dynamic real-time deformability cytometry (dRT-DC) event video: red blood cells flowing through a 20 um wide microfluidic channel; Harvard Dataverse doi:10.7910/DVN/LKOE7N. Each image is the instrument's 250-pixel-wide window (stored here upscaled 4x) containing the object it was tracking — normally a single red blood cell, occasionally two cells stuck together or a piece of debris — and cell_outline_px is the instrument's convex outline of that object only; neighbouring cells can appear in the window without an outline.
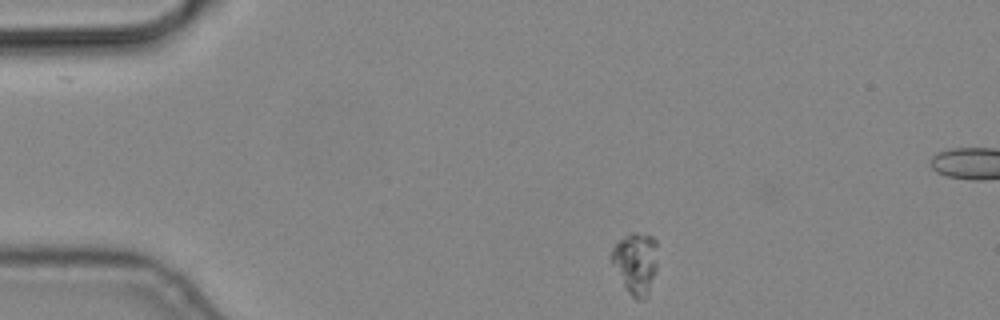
{"species": "common noctule bat (a hibernating species)", "species_latin": "Nyctalus noctula", "temperature_condition": "cold", "stored_images_in_passage": 14, "segment_of_instrument_passage": [1, 2], "camera_frame_rate_fps": 3000, "um_per_image_px": 0.085, "animal": {"sex": "male", "body_mass_g": 19.2, "forearm_length_mm": 51.8}, "frame": {"image": 1, "passage_image": 1, "time_ms": 0.0, "image_size_px": [1000, 320], "cell_outline_px": [[656, 268], [644, 300], [636, 300], [628, 292], [612, 264], [612, 248], [616, 240], [632, 232], [636, 232], [652, 236], [656, 240]], "centroid_in_image_um": [54.01, 22.31], "position_along_channel_um": 31.0, "area_um2": 16.24}}
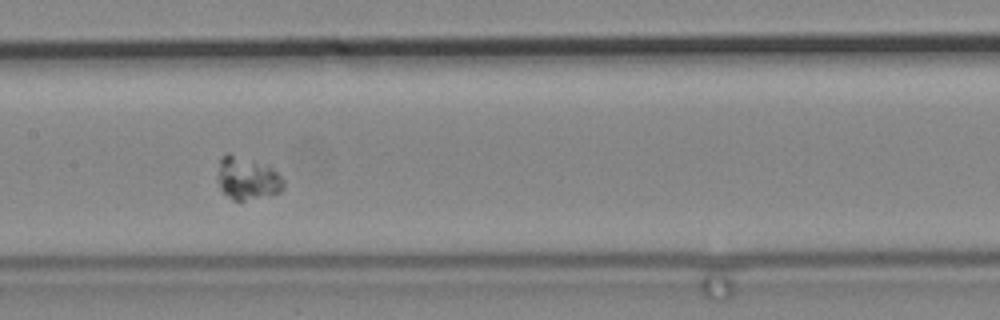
{"frame": {"image": 2, "passage_image": 6, "time_ms": 1.667, "image_size_px": [1000, 320], "cell_outline_px": [[284, 188], [280, 192], [244, 200], [232, 200], [220, 188], [216, 180], [216, 176], [220, 156], [228, 152], [272, 168], [284, 180]], "centroid_in_image_um": [20.96, 15.14], "position_along_channel_um": 186.4, "area_um2": 16.3}}
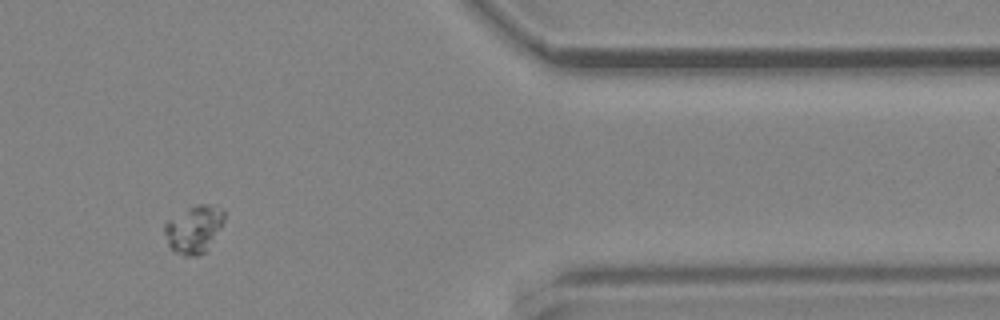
{"frame": {"image": 3, "passage_image": 11, "time_ms": 3.333, "image_size_px": [1000, 320], "cell_outline_px": [[224, 220], [204, 252], [200, 256], [184, 256], [176, 252], [168, 244], [164, 232], [164, 224], [168, 220], [188, 208], [196, 204], [204, 204], [224, 208]], "centroid_in_image_um": [16.46, 19.47], "position_along_channel_um": 394.9, "area_um2": 16.13}}